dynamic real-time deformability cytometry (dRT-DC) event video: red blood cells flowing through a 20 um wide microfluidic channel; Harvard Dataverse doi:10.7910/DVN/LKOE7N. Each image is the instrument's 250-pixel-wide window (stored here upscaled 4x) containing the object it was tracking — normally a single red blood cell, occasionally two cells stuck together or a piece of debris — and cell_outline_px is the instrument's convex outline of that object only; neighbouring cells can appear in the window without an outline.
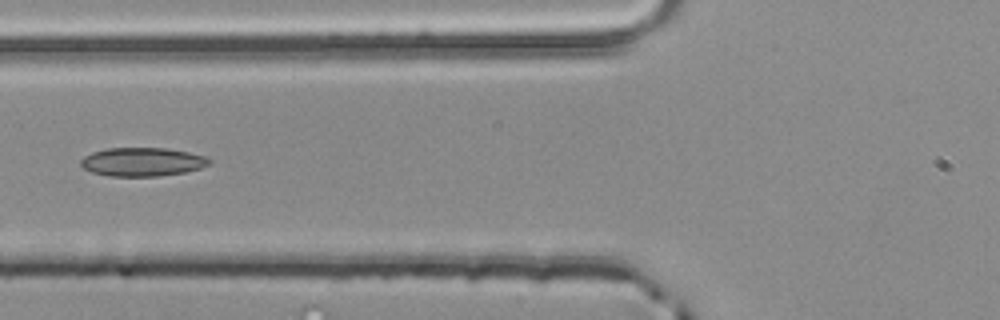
{"species": "common noctule bat (a hibernating species)", "species_latin": "Nyctalus noctula", "temperature_condition": "room temperature", "stored_images_in_passage": 2, "camera_frame_rate_fps": 3000, "um_per_image_px": 0.085, "animal": {"sex": "male", "body_mass_g": 20.4}, "frame": {"image": 1, "passage_image": 2, "time_ms": 0.333, "image_size_px": [1000, 320], "cell_outline_px": [[212, 164], [200, 168], [184, 172], [160, 176], [108, 176], [92, 172], [84, 168], [80, 164], [80, 160], [84, 156], [92, 152], [108, 148], [168, 148], [208, 156], [212, 160]], "centroid_in_image_um": [12.13, 13.75], "position_along_channel_um": 113.7, "area_um2": 21.62}}